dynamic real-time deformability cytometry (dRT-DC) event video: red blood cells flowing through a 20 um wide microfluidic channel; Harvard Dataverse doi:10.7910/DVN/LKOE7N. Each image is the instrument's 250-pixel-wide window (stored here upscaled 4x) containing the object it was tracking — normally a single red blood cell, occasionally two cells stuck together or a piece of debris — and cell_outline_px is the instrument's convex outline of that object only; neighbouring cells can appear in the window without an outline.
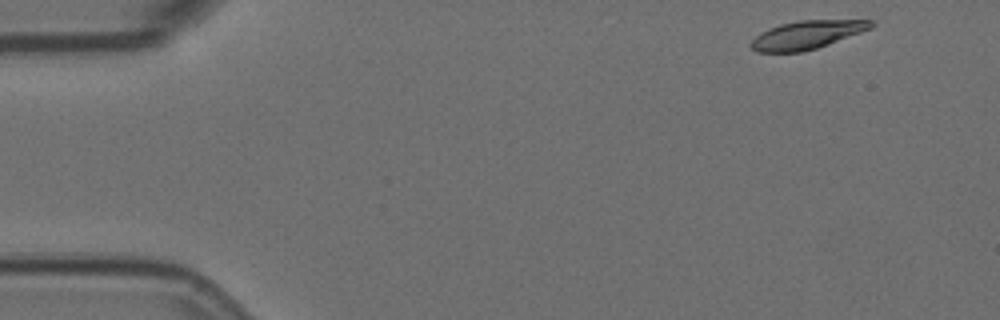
{"species": "Egyptian fruit bat (a non-hibernating species)", "species_latin": "Rousettus aegyptiacus", "temperature_condition": "room temperature", "stored_images_in_passage": 53, "camera_frame_rate_fps": 3000, "um_per_image_px": 0.085, "animal": {"sex": "female"}, "frame": {"image": 1, "passage_image": 1, "time_ms": 0.0, "image_size_px": [1000, 320], "cell_outline_px": [[876, 24], [872, 28], [828, 44], [816, 48], [800, 52], [756, 52], [748, 44], [760, 32], [780, 24], [800, 20], [872, 20]], "centroid_in_image_um": [68.57, 2.96], "position_along_channel_um": 16.4, "area_um2": 19.71}}
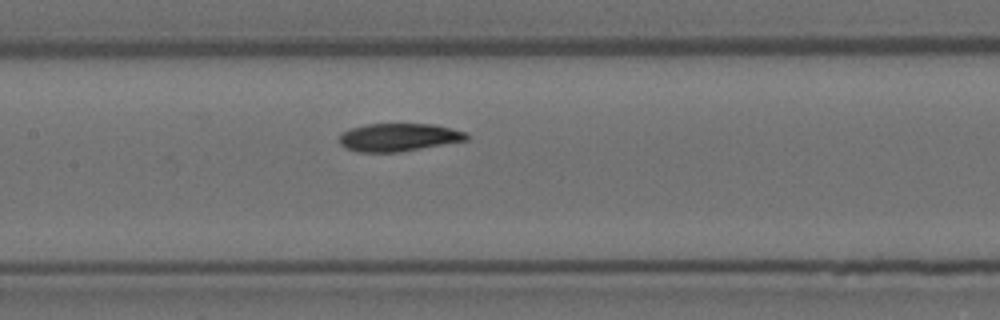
{"frame": {"image": 2, "passage_image": 23, "time_ms": 7.333, "image_size_px": [1000, 320], "cell_outline_px": [[468, 140], [400, 152], [360, 152], [344, 148], [340, 144], [340, 136], [344, 132], [352, 128], [368, 124], [436, 124], [464, 132], [468, 136]], "centroid_in_image_um": [33.89, 11.68], "position_along_channel_um": 173.5, "area_um2": 20.58}}
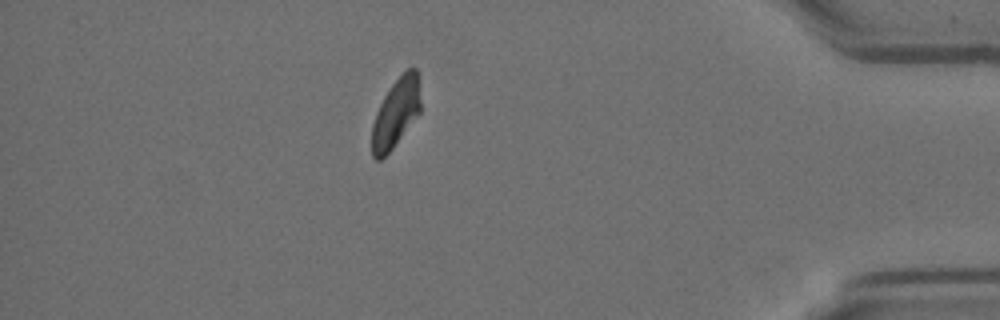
{"frame": {"image": 3, "passage_image": 46, "time_ms": 15.0, "image_size_px": [1000, 320], "cell_outline_px": [[420, 112], [392, 148], [380, 160], [376, 160], [372, 156], [372, 124], [376, 112], [384, 96], [392, 84], [408, 68], [416, 68], [420, 100]], "centroid_in_image_um": [33.63, 9.62], "position_along_channel_um": 401.6, "area_um2": 19.07}, "authors_computed_cell_mechanics": {"area_um2": 20.5768, "velocity_mm_per_s": 3.549, "shape_relaxation_time_tau1_ms": 7.6148, "shape_relaxation_time_tau2_ms": null, "deformation_change_tau1": 0.1828, "deformation_change_tau2": null}}